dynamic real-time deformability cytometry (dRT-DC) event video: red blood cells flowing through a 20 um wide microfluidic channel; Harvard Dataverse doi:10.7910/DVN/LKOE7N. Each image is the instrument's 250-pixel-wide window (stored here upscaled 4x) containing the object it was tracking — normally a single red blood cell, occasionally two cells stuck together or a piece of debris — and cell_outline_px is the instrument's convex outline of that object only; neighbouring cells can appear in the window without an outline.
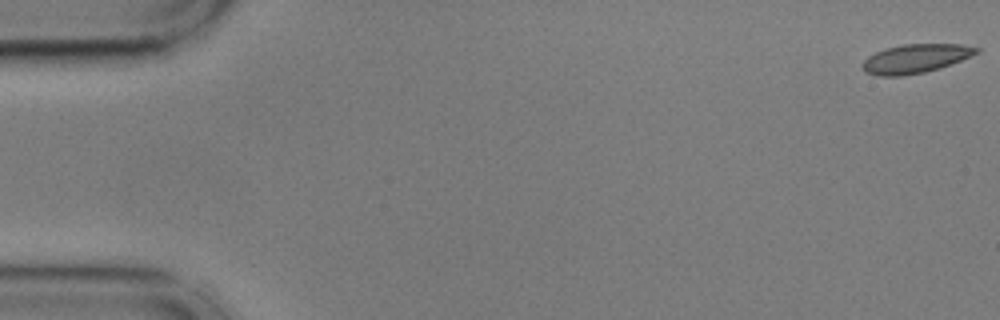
{"species": "common noctule bat (a hibernating species)", "species_latin": "Nyctalus noctula", "temperature_condition": "cold", "stored_images_in_passage": 49, "camera_frame_rate_fps": 3000, "um_per_image_px": 0.085, "animal": {"sex": "male", "body_mass_g": 17.9, "forearm_length_mm": 54.2}, "frame": {"image": 1, "passage_image": 1, "time_ms": 0.0, "image_size_px": [1000, 320], "cell_outline_px": [[980, 52], [940, 68], [924, 72], [900, 76], [876, 76], [864, 72], [860, 68], [860, 64], [868, 56], [884, 48], [904, 44], [964, 44], [980, 48]], "centroid_in_image_um": [77.77, 4.98], "position_along_channel_um": 7.2, "area_um2": 19.36}}
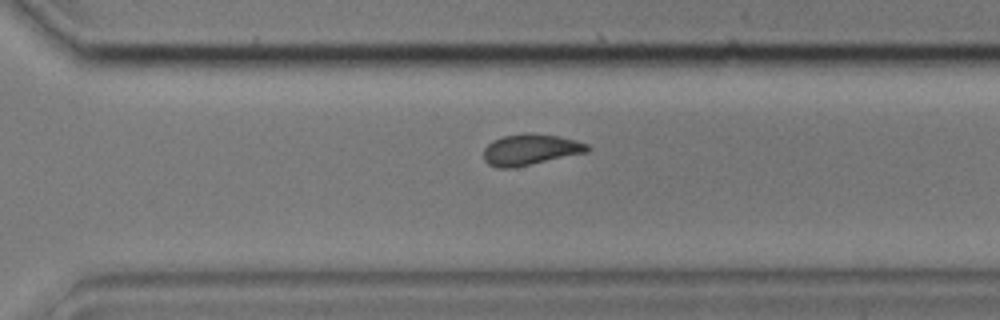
{"frame": {"image": 2, "passage_image": 39, "time_ms": 12.667, "image_size_px": [1000, 320], "cell_outline_px": [[592, 148], [588, 152], [532, 164], [512, 168], [496, 168], [488, 164], [484, 160], [484, 148], [492, 140], [504, 136], [524, 132], [532, 132], [556, 136], [576, 140], [588, 144]], "centroid_in_image_um": [45.08, 12.71], "position_along_channel_um": 325.5, "area_um2": 18.96}}
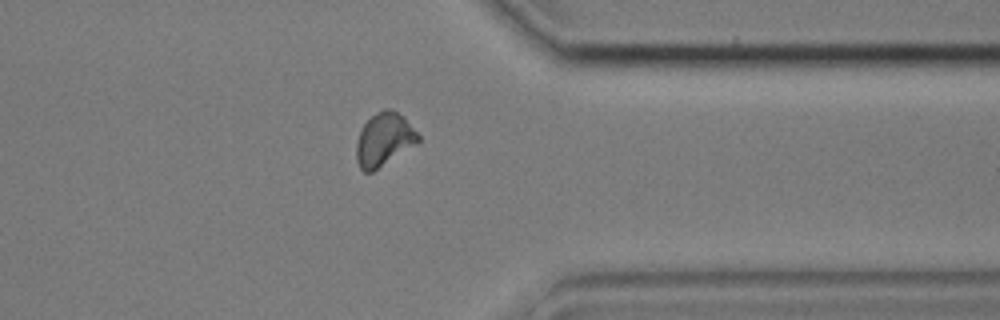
{"frame": {"image": 3, "passage_image": 44, "time_ms": 14.333, "image_size_px": [1000, 320], "cell_outline_px": [[420, 140], [416, 144], [372, 172], [364, 172], [360, 168], [356, 160], [356, 144], [360, 128], [376, 112], [384, 108], [392, 108], [404, 116], [420, 136]], "centroid_in_image_um": [32.63, 11.83], "position_along_channel_um": 378.8, "area_um2": 19.25}, "authors_computed_cell_mechanics": {"area_um2": 19.1896, "velocity_mm_per_s": 3.6002, "shape_relaxation_time_tau1_ms": 4.6905, "shape_relaxation_time_tau2_ms": 1.7702, "deformation_change_tau1": 0.1182, "deformation_change_tau2": 0.0773}}